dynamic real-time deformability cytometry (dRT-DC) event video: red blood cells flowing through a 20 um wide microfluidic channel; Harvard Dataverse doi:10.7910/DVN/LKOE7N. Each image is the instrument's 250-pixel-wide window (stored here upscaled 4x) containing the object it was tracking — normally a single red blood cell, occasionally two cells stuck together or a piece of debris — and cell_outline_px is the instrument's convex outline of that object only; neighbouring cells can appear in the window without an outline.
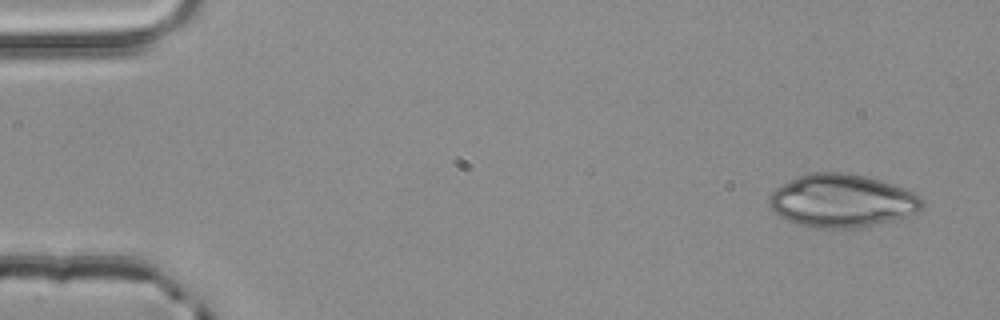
{"species": "common noctule bat (a hibernating species)", "species_latin": "Nyctalus noctula", "temperature_condition": "room temperature", "stored_images_in_passage": 4, "camera_frame_rate_fps": 3000, "um_per_image_px": 0.085, "animal": {"sex": "male", "body_mass_g": 20.4}, "frame": {"image": 1, "passage_image": 1, "time_ms": 0.0, "image_size_px": [1000, 320], "cell_outline_px": [[924, 204], [916, 212], [908, 216], [892, 220], [852, 228], [820, 228], [800, 224], [784, 220], [768, 208], [768, 196], [776, 188], [808, 172], [840, 172], [864, 176], [880, 180], [892, 184], [912, 192], [920, 196], [924, 200]], "centroid_in_image_um": [71.52, 17.07], "position_along_channel_um": 13.5, "area_um2": 46.99}}